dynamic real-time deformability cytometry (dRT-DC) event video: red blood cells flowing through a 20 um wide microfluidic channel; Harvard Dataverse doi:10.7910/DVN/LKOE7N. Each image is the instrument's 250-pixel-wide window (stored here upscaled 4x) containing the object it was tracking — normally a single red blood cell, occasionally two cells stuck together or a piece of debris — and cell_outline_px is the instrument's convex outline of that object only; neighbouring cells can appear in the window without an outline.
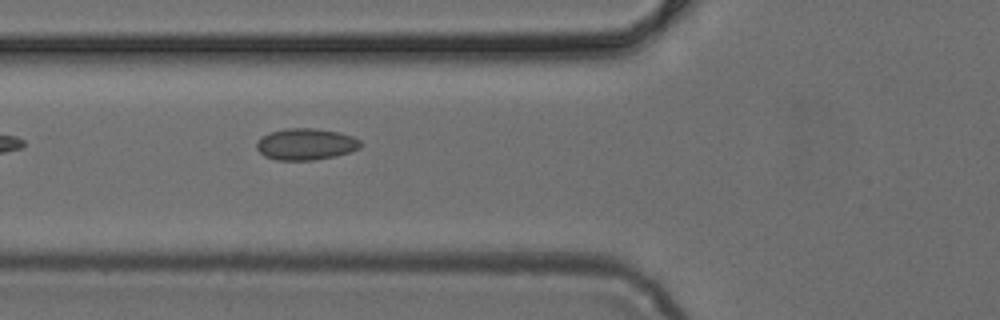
{"species": "common noctule bat (a hibernating species)", "species_latin": "Nyctalus noctula", "temperature_condition": "cold", "stored_images_in_passage": 5, "camera_frame_rate_fps": 3000, "um_per_image_px": 0.085, "animal": {"sex": "female", "body_mass_g": 24.6, "forearm_length_mm": 56.2}, "frame": {"image": 1, "passage_image": 5, "time_ms": 1.333, "image_size_px": [1000, 320], "cell_outline_px": [[364, 144], [360, 148], [336, 156], [316, 160], [276, 160], [264, 156], [256, 148], [256, 140], [272, 132], [284, 128], [312, 128], [340, 132], [352, 136], [360, 140]], "centroid_in_image_um": [26.01, 12.26], "position_along_channel_um": 99.8, "area_um2": 19.25}}